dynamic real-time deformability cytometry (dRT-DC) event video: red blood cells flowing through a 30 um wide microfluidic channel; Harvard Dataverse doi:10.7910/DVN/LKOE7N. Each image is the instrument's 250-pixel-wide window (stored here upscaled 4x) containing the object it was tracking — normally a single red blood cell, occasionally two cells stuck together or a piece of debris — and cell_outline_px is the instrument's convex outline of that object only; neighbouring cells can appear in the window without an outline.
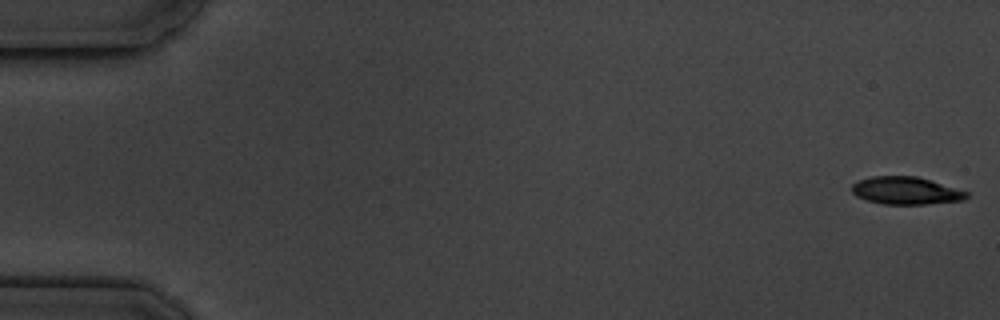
{"species": "common noctule bat (a hibernating species)", "species_latin": "Nyctalus noctula", "temperature_condition": "cold", "stored_images_in_passage": 17, "camera_frame_rate_fps": 3000, "um_per_image_px": 0.085, "animal": {"sex": "male", "body_mass_g": 19.5, "forearm_length_mm": 54.6}, "frame": {"image": 1, "passage_image": 1, "time_ms": 0.0, "image_size_px": [1000, 320], "cell_outline_px": [[968, 196], [964, 200], [924, 204], [884, 204], [868, 200], [856, 196], [852, 192], [852, 184], [860, 180], [872, 176], [916, 176], [968, 192]], "centroid_in_image_um": [76.98, 16.2], "position_along_channel_um": 8.0, "area_um2": 18.15}}
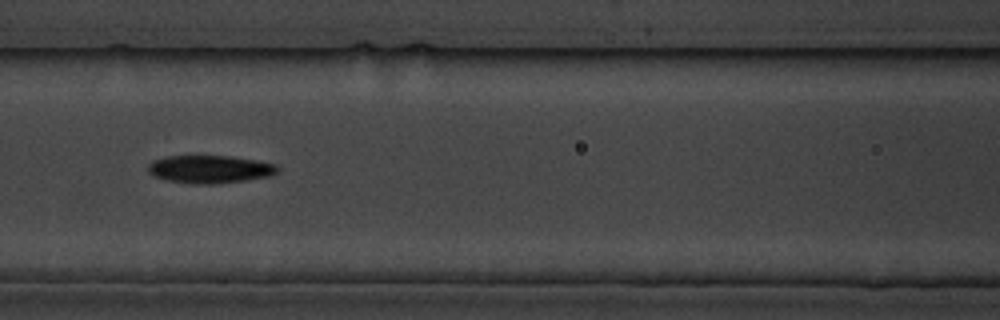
{"frame": {"image": 2, "passage_image": 8, "time_ms": 8.0, "image_size_px": [1000, 320], "cell_outline_px": [[280, 168], [276, 172], [268, 176], [244, 180], [212, 184], [192, 184], [168, 180], [152, 176], [148, 172], [148, 164], [152, 160], [168, 156], [232, 156], [256, 160], [276, 164]], "centroid_in_image_um": [17.8, 14.38], "position_along_channel_um": 148.8, "area_um2": 20.98}}
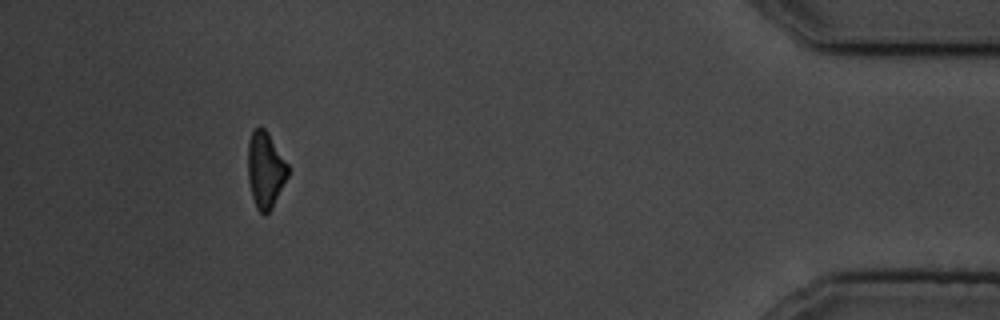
{"frame": {"image": 3, "passage_image": 16, "time_ms": 17.0, "image_size_px": [1000, 320], "cell_outline_px": [[288, 176], [272, 208], [264, 216], [256, 208], [252, 196], [248, 180], [248, 144], [252, 132], [260, 124], [268, 132], [288, 164]], "centroid_in_image_um": [22.55, 14.43], "position_along_channel_um": 412.6, "area_um2": 17.8}, "authors_computed_cell_mechanics": {"area_um2": 19.7676, "velocity_mm_per_s": 3.573, "shape_relaxation_time_tau1_ms": 2.9278, "shape_relaxation_time_tau2_ms": null, "deformation_change_tau1": 0.0911, "deformation_change_tau2": null}}